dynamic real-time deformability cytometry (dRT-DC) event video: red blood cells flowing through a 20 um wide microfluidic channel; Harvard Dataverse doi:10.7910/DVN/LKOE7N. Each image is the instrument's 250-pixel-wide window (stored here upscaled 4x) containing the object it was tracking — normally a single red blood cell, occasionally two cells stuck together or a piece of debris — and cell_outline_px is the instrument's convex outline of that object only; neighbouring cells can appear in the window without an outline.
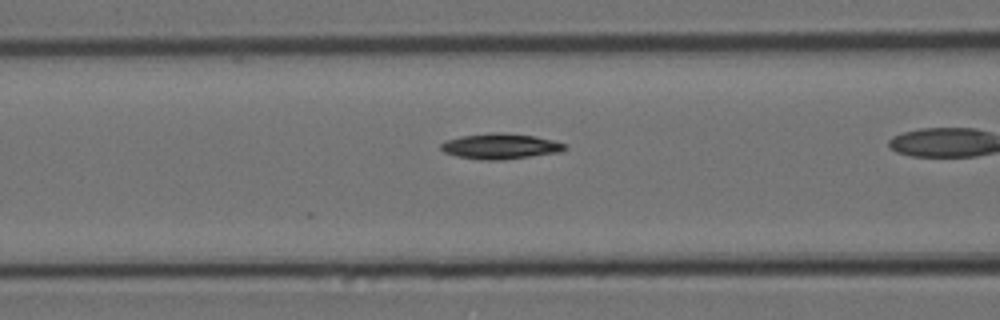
{"species": "Egyptian fruit bat (a non-hibernating species)", "species_latin": "Rousettus aegyptiacus", "temperature_condition": "cold", "stored_images_in_passage": 35, "camera_frame_rate_fps": 3000, "um_per_image_px": 0.085, "animal": {"sex": "female"}, "frame": {"image": 1, "passage_image": 13, "time_ms": 4.0, "image_size_px": [1000, 320], "cell_outline_px": [[568, 148], [560, 152], [500, 160], [480, 160], [456, 156], [444, 152], [440, 148], [440, 144], [444, 140], [460, 136], [496, 132], [500, 132], [536, 136], [568, 144]], "centroid_in_image_um": [42.52, 12.43], "position_along_channel_um": 124.1, "area_um2": 18.55}}
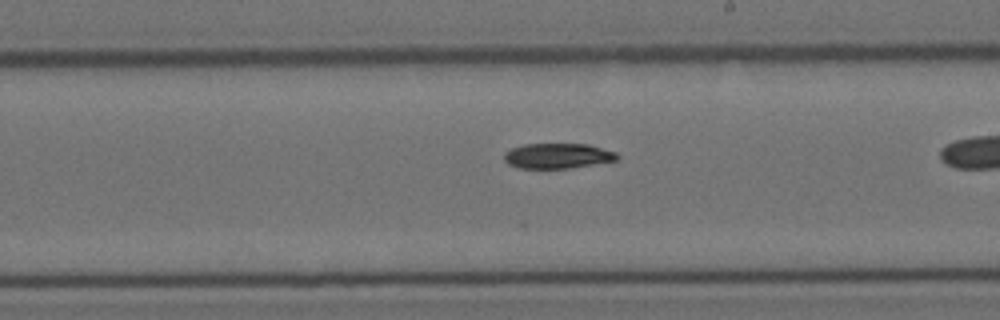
{"frame": {"image": 2, "passage_image": 23, "time_ms": 7.333, "image_size_px": [1000, 320], "cell_outline_px": [[620, 156], [616, 160], [572, 168], [520, 168], [508, 164], [504, 160], [504, 152], [512, 148], [524, 144], [588, 144], [616, 152]], "centroid_in_image_um": [47.39, 13.25], "position_along_channel_um": 241.6, "area_um2": 16.59}}
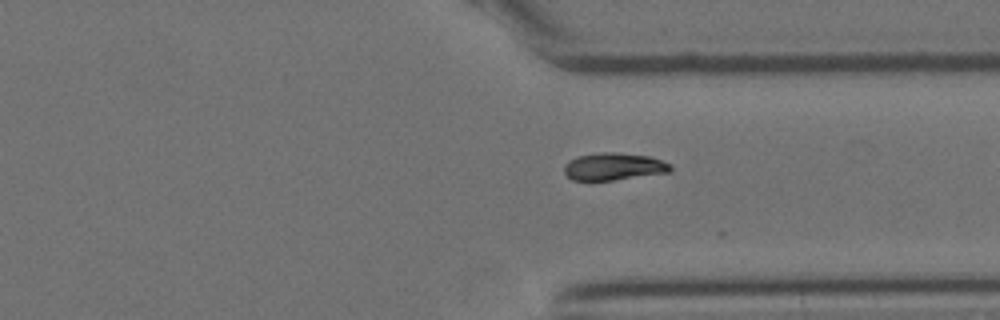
{"frame": {"image": 3, "passage_image": 33, "time_ms": 10.667, "image_size_px": [1000, 320], "cell_outline_px": [[672, 172], [612, 180], [572, 180], [564, 172], [564, 164], [568, 160], [576, 156], [600, 152], [612, 152], [648, 156], [672, 164]], "centroid_in_image_um": [52.16, 14.15], "position_along_channel_um": 359.2, "area_um2": 16.99}}